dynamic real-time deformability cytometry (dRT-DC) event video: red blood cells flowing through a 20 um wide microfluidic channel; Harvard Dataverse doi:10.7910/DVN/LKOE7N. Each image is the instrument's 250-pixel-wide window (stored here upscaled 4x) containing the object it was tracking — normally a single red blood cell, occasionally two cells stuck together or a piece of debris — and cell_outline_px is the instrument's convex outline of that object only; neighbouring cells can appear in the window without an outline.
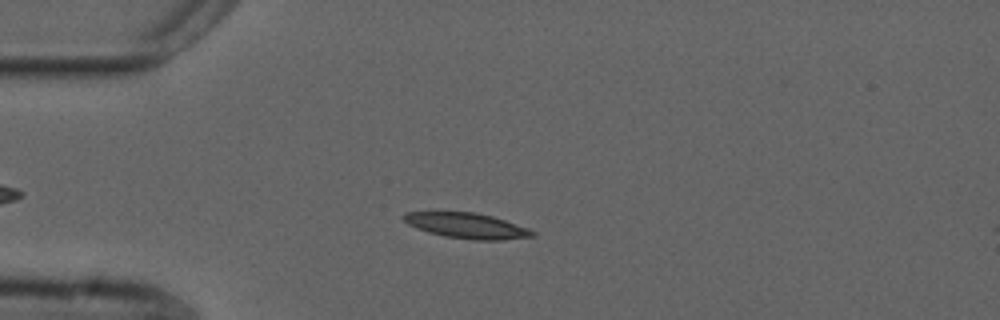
{"species": "common noctule bat (a hibernating species)", "species_latin": "Nyctalus noctula", "temperature_condition": "cold", "stored_images_in_passage": 51, "camera_frame_rate_fps": 3000, "um_per_image_px": 0.085, "animal": {"sex": "male", "forearm_length_mm": 52.5}, "frame": {"image": 1, "passage_image": 11, "time_ms": 3.333, "image_size_px": [1000, 320], "cell_outline_px": [[536, 236], [504, 240], [472, 240], [444, 236], [428, 232], [416, 228], [408, 224], [400, 216], [404, 212], [476, 212], [492, 216], [528, 228], [536, 232]], "centroid_in_image_um": [39.68, 19.18], "position_along_channel_um": 45.3, "area_um2": 19.19}}
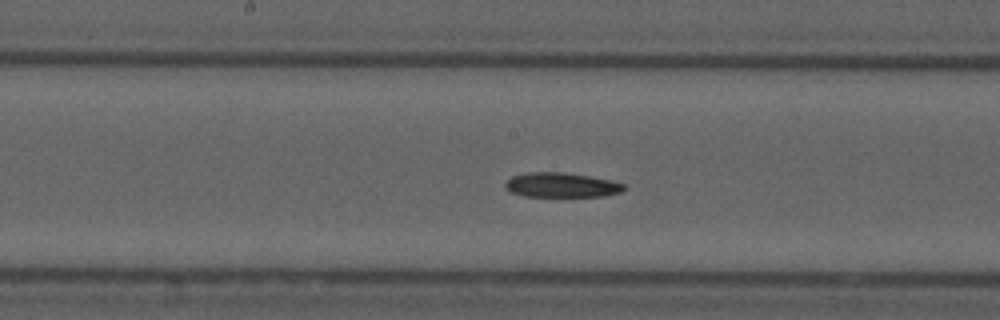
{"frame": {"image": 2, "passage_image": 25, "time_ms": 8.0, "image_size_px": [1000, 320], "cell_outline_px": [[628, 188], [620, 192], [604, 196], [524, 196], [512, 192], [504, 188], [504, 184], [512, 176], [528, 172], [564, 172], [612, 180], [624, 184]], "centroid_in_image_um": [47.73, 15.72], "position_along_channel_um": 200.5, "area_um2": 17.05}}
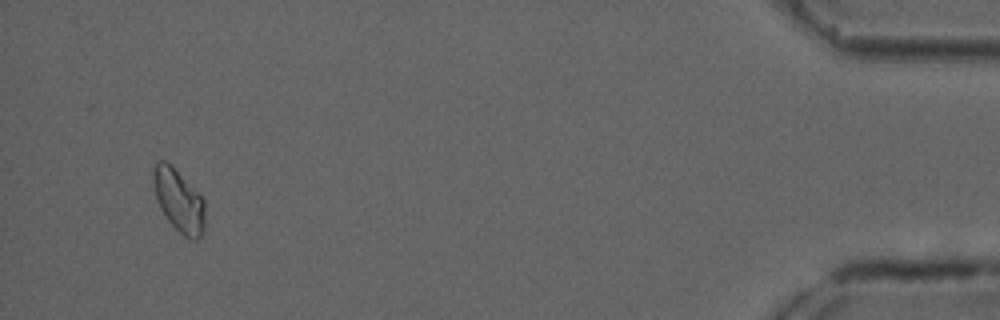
{"frame": {"image": 3, "passage_image": 49, "time_ms": 16.0, "image_size_px": [1000, 320], "cell_outline_px": [[204, 232], [196, 240], [192, 240], [184, 236], [168, 220], [160, 208], [156, 196], [152, 180], [152, 172], [156, 164], [160, 160], [164, 160], [172, 164], [204, 200]], "centroid_in_image_um": [15.19, 17.03], "position_along_channel_um": 420.0, "area_um2": 18.73}}